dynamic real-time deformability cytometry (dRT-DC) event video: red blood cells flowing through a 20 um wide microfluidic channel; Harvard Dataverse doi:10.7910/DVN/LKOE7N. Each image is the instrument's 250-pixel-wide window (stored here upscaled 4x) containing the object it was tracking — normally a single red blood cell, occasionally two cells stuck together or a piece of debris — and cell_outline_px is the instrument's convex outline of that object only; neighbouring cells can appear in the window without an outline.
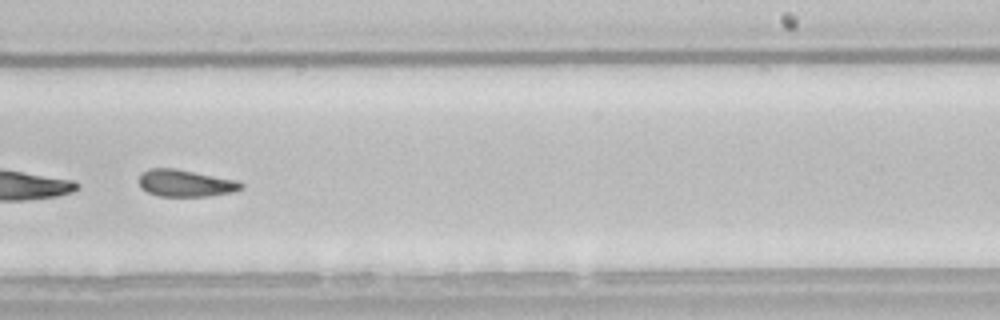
{"species": "common noctule bat (a hibernating species)", "species_latin": "Nyctalus noctula", "temperature_condition": "room temperature", "stored_images_in_passage": 31, "segment_of_instrument_passage": [2, 2], "camera_frame_rate_fps": 3000, "um_per_image_px": 0.085, "animal": {"sex": "male", "body_mass_g": 21.5, "forearm_length_mm": 52.0}, "frame": {"image": 1, "passage_image": 28, "time_ms": 9.0, "image_size_px": [1000, 320], "cell_outline_px": [[244, 188], [232, 192], [208, 196], [160, 196], [148, 192], [140, 188], [140, 176], [148, 168], [176, 168], [236, 180], [244, 184]], "centroid_in_image_um": [15.78, 15.57], "position_along_channel_um": 273.2, "area_um2": 16.01}}